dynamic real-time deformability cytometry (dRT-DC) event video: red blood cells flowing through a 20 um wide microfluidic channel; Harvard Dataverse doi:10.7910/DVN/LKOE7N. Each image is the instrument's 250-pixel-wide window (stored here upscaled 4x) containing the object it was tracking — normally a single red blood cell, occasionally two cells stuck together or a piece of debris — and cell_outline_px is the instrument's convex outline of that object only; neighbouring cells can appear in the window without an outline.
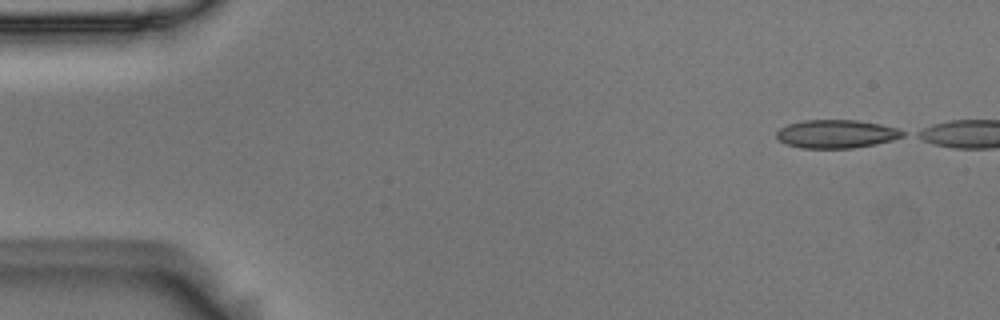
{"species": "Egyptian fruit bat (a non-hibernating species)", "species_latin": "Rousettus aegyptiacus", "temperature_condition": "room temperature", "stored_images_in_passage": 44, "camera_frame_rate_fps": 3000, "um_per_image_px": 0.085, "animal": {"sex": "male"}, "frame": {"image": 1, "passage_image": 1, "time_ms": 0.0, "image_size_px": [1000, 320], "cell_outline_px": [[904, 136], [892, 140], [876, 144], [852, 148], [800, 148], [788, 144], [780, 140], [776, 136], [776, 132], [780, 128], [788, 124], [804, 120], [856, 120], [880, 124], [896, 128], [904, 132]], "centroid_in_image_um": [71.08, 11.38], "position_along_channel_um": 13.9, "area_um2": 20.69}}
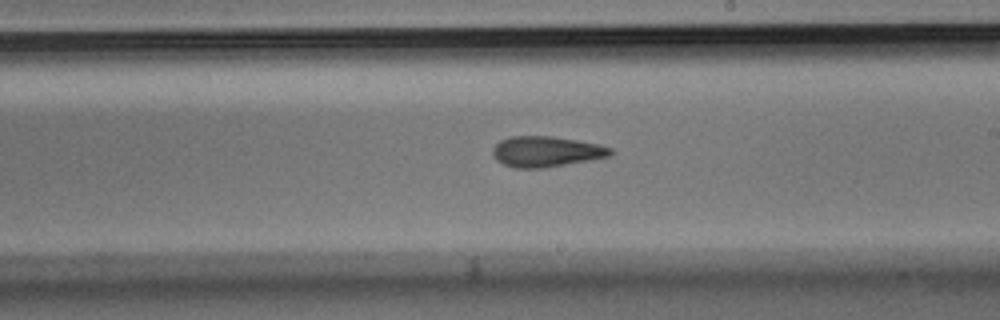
{"frame": {"image": 2, "passage_image": 28, "time_ms": 9.0, "image_size_px": [1000, 320], "cell_outline_px": [[612, 156], [544, 168], [516, 168], [504, 164], [496, 160], [492, 156], [492, 148], [500, 140], [512, 136], [552, 136], [600, 144], [612, 148]], "centroid_in_image_um": [46.42, 12.88], "position_along_channel_um": 242.6, "area_um2": 21.1}}
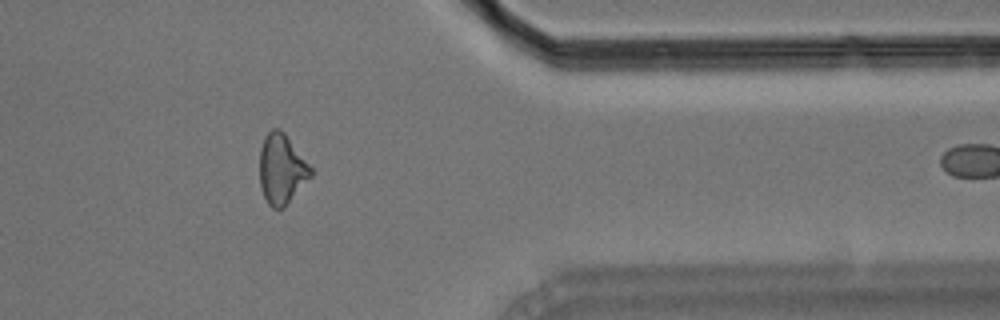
{"frame": {"image": 3, "passage_image": 41, "time_ms": 13.333, "image_size_px": [1000, 320], "cell_outline_px": [[312, 176], [284, 208], [272, 208], [268, 204], [260, 188], [260, 148], [264, 136], [272, 128], [276, 128], [284, 132], [312, 168]], "centroid_in_image_um": [23.93, 14.38], "position_along_channel_um": 387.5, "area_um2": 20.87}, "authors_computed_cell_mechanics": {"area_um2": 20.8658, "velocity_mm_per_s": 3.7236, "shape_relaxation_time_tau1_ms": 7.0818, "shape_relaxation_time_tau2_ms": 2.5822, "deformation_change_tau1": 0.1701, "deformation_change_tau2": 0.1144}}